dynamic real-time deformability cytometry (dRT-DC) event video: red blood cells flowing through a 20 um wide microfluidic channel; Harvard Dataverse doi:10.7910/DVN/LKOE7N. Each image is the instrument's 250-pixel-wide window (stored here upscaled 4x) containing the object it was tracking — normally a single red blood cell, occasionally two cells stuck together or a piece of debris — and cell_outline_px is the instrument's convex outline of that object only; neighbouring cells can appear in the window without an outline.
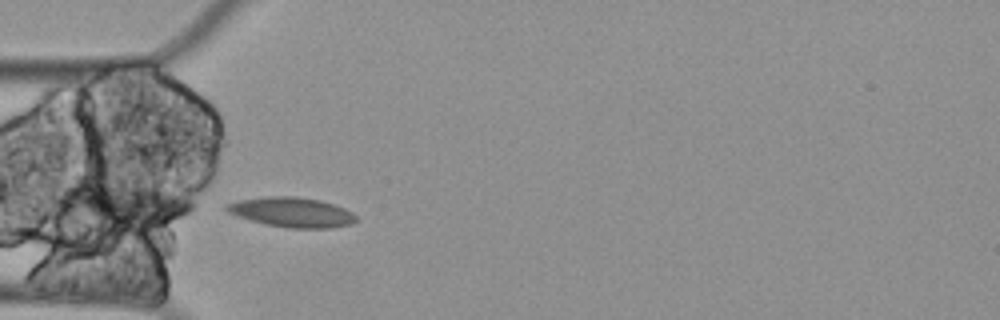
{"species": "Egyptian fruit bat (a non-hibernating species)", "species_latin": "Rousettus aegyptiacus", "temperature_condition": "cold", "stored_images_in_passage": 20, "camera_frame_rate_fps": 3000, "um_per_image_px": 0.085, "animal": {"sex": "female"}, "frame": {"image": 1, "passage_image": 17, "time_ms": 5.333, "image_size_px": [1000, 320], "cell_outline_px": [[356, 220], [352, 224], [328, 228], [288, 228], [264, 224], [228, 212], [224, 208], [224, 204], [236, 200], [264, 196], [296, 196], [320, 200], [344, 208], [352, 212], [356, 216]], "centroid_in_image_um": [24.78, 18.03], "position_along_channel_um": 60.2, "area_um2": 22.54}}